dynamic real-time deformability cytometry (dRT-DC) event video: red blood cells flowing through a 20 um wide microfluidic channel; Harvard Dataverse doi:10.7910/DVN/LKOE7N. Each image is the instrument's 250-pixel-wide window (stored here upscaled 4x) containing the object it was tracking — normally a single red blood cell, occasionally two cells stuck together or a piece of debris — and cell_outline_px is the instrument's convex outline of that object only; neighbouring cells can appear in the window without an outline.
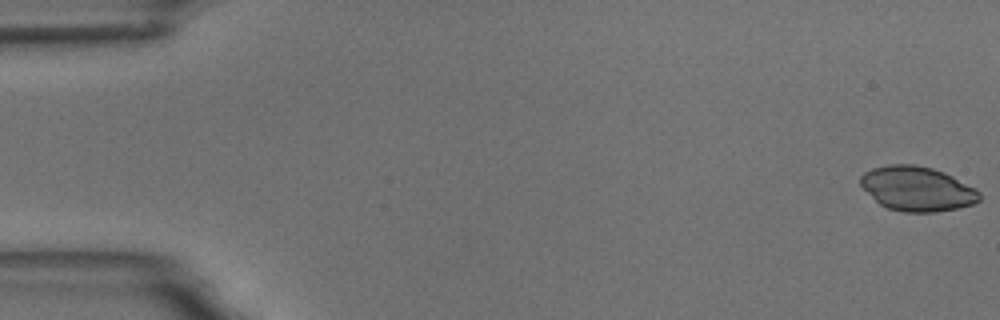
{"species": "common noctule bat (a hibernating species)", "species_latin": "Nyctalus noctula", "temperature_condition": "room temperature", "stored_images_in_passage": 57, "camera_frame_rate_fps": 3000, "um_per_image_px": 0.085, "animal": {"sex": "male", "body_mass_g": 18.8}, "frame": {"image": 1, "passage_image": 1, "time_ms": 0.0, "image_size_px": [1000, 320], "cell_outline_px": [[980, 200], [972, 204], [956, 208], [936, 212], [904, 212], [888, 208], [880, 204], [860, 184], [860, 176], [864, 172], [872, 168], [888, 164], [916, 164], [932, 168], [944, 172], [976, 188], [980, 192]], "centroid_in_image_um": [77.96, 16.03], "position_along_channel_um": 7.0, "area_um2": 30.81}}